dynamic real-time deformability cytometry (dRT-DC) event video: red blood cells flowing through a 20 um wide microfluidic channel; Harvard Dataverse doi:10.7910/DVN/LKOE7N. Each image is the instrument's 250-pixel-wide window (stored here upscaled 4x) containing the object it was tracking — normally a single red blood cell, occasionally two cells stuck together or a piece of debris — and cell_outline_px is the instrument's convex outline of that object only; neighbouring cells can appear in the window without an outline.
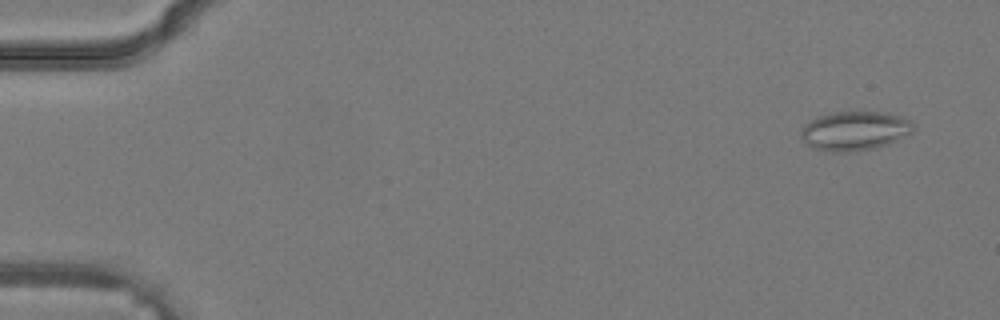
{"species": "common noctule bat (a hibernating species)", "species_latin": "Nyctalus noctula", "temperature_condition": "warm", "stored_images_in_passage": 15, "camera_frame_rate_fps": 3000, "um_per_image_px": 0.085, "animal": {"sex": "male", "body_mass_g": 19.2, "forearm_length_mm": 51.8}, "frame": {"image": 1, "passage_image": 3, "time_ms": 0.667, "image_size_px": [1000, 320], "cell_outline_px": [[912, 132], [888, 144], [872, 148], [848, 152], [832, 152], [812, 148], [800, 136], [800, 132], [804, 124], [808, 120], [816, 116], [836, 112], [880, 112], [900, 116], [908, 120], [912, 124]], "centroid_in_image_um": [72.58, 11.12], "position_along_channel_um": 12.4, "area_um2": 25.43}}